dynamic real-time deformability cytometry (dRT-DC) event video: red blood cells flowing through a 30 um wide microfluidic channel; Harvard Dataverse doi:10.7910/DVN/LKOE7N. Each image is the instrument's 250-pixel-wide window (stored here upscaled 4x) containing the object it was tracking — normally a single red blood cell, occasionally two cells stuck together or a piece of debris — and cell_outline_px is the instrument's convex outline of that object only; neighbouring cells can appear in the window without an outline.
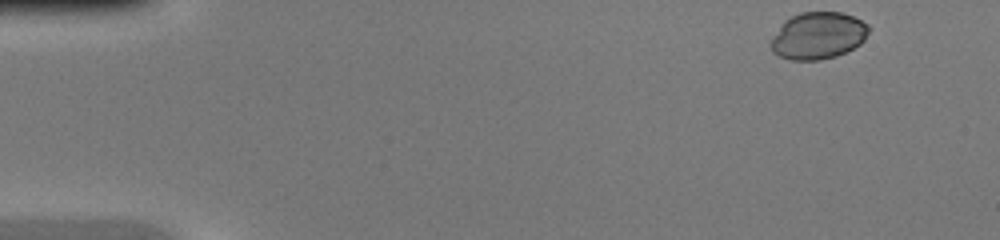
{"species": "common noctule bat (a hibernating species)", "species_latin": "Nyctalus noctula", "temperature_condition": "warm", "stored_images_in_passage": 9, "camera_frame_rate_fps": 3000, "um_per_image_px": 0.085, "animal": {"sex": "female", "body_mass_g": 20.0, "forearm_length_mm": 54.0}, "frame": {"image": 1, "passage_image": 1, "time_ms": 0.0, "image_size_px": [1000, 240], "cell_outline_px": [[872, 28], [864, 40], [860, 44], [836, 56], [820, 60], [792, 60], [780, 56], [772, 52], [768, 44], [784, 20], [800, 12], [840, 12], [852, 16], [868, 24]], "centroid_in_image_um": [69.53, 3.03], "position_along_channel_um": 15.5, "area_um2": 26.93}}